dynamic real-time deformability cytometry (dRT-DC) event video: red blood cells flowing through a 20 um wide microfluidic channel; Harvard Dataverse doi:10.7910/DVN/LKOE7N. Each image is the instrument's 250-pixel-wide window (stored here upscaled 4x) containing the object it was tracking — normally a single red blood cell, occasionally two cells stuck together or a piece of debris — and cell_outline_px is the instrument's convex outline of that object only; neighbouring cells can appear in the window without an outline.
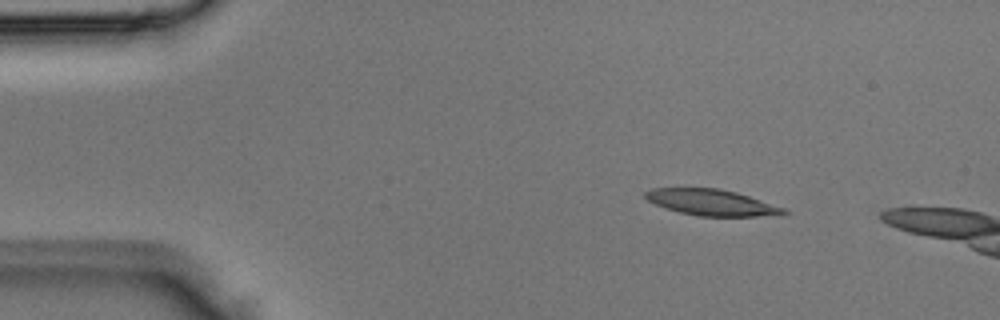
{"species": "Egyptian fruit bat (a non-hibernating species)", "species_latin": "Rousettus aegyptiacus", "temperature_condition": "room temperature", "stored_images_in_passage": 3, "camera_frame_rate_fps": 3000, "um_per_image_px": 0.085, "animal": {"sex": "male"}, "frame": {"image": 1, "passage_image": 1, "time_ms": 0.0, "image_size_px": [1000, 320], "cell_outline_px": [[792, 212], [780, 216], [700, 216], [680, 212], [656, 204], [648, 200], [644, 196], [644, 192], [652, 188], [720, 188], [736, 192], [788, 208]], "centroid_in_image_um": [60.61, 17.21], "position_along_channel_um": 24.4, "area_um2": 21.27}}